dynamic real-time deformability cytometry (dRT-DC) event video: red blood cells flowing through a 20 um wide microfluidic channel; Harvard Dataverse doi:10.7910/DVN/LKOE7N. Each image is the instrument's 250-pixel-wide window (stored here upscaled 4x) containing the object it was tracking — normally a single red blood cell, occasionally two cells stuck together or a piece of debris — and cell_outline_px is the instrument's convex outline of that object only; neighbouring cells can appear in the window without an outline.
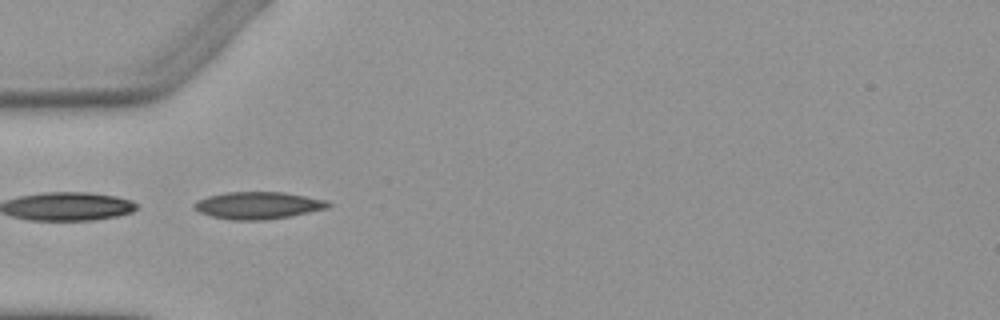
{"species": "Egyptian fruit bat (a non-hibernating species)", "species_latin": "Rousettus aegyptiacus", "temperature_condition": "warm", "stored_images_in_passage": 4, "camera_frame_rate_fps": 3000, "um_per_image_px": 0.085, "animal": {"sex": "female"}, "frame": {"image": 1, "passage_image": 2, "time_ms": 1.0, "image_size_px": [1000, 320], "cell_outline_px": [[332, 204], [328, 208], [288, 216], [264, 220], [232, 220], [208, 216], [200, 212], [192, 204], [208, 196], [228, 192], [284, 192], [328, 200]], "centroid_in_image_um": [21.95, 17.46], "position_along_channel_um": 63.0, "area_um2": 21.1}}
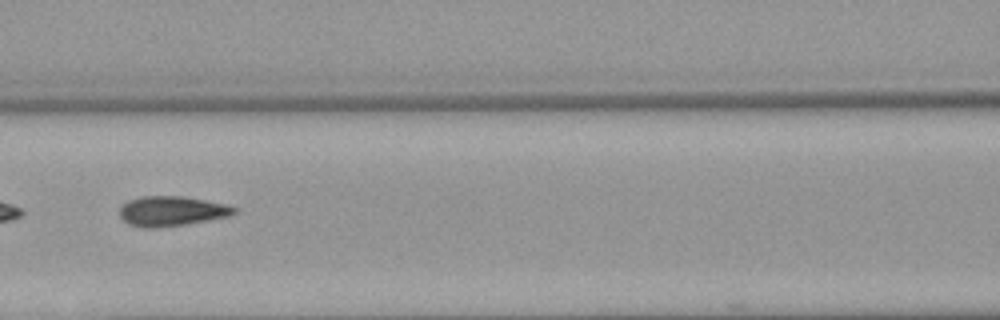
{"frame": {"image": 2, "passage_image": 4, "time_ms": 3.333, "image_size_px": [1000, 320], "cell_outline_px": [[240, 208], [232, 216], [184, 224], [156, 228], [140, 228], [128, 224], [120, 216], [120, 208], [128, 200], [144, 196], [184, 196], [228, 204]], "centroid_in_image_um": [14.64, 17.94], "position_along_channel_um": 152.0, "area_um2": 20.17}}